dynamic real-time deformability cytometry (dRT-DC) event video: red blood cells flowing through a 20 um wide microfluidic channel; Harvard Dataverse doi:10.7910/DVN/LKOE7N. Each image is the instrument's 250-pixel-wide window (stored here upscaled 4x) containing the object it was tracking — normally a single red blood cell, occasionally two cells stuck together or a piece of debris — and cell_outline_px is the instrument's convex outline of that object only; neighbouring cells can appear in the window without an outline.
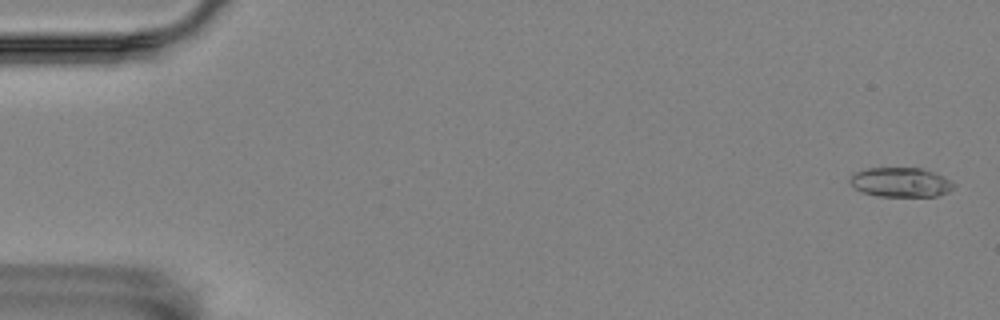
{"species": "Egyptian fruit bat (a non-hibernating species)", "species_latin": "Rousettus aegyptiacus", "temperature_condition": "room temperature", "stored_images_in_passage": 54, "camera_frame_rate_fps": 3000, "um_per_image_px": 0.085, "animal": {"sex": "female"}, "frame": {"image": 1, "passage_image": 2, "time_ms": 0.333, "image_size_px": [1000, 320], "cell_outline_px": [[956, 184], [948, 192], [936, 196], [876, 196], [860, 192], [848, 180], [852, 172], [864, 168], [920, 168], [944, 176]], "centroid_in_image_um": [76.51, 15.49], "position_along_channel_um": 8.5, "area_um2": 17.98}}
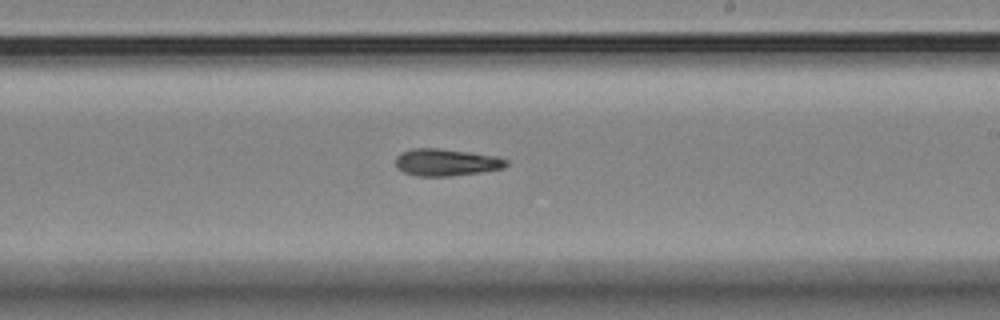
{"frame": {"image": 2, "passage_image": 34, "time_ms": 11.0, "image_size_px": [1000, 320], "cell_outline_px": [[508, 164], [504, 168], [480, 172], [448, 176], [416, 176], [404, 172], [396, 168], [396, 156], [400, 152], [412, 148], [436, 148], [468, 152], [496, 156], [508, 160]], "centroid_in_image_um": [37.9, 13.8], "position_along_channel_um": 251.1, "area_um2": 17.46}}
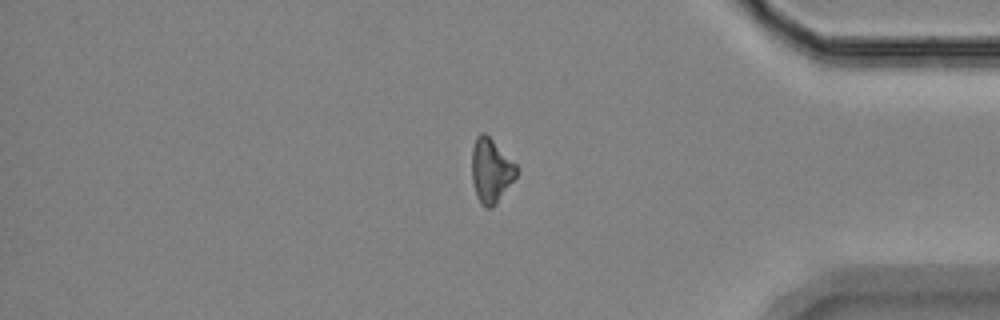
{"frame": {"image": 3, "passage_image": 48, "time_ms": 15.667, "image_size_px": [1000, 320], "cell_outline_px": [[516, 176], [496, 204], [492, 208], [484, 208], [480, 204], [476, 196], [472, 180], [472, 148], [476, 136], [480, 132], [484, 132], [516, 164]], "centroid_in_image_um": [41.7, 14.52], "position_along_channel_um": 393.5, "area_um2": 16.59}, "authors_computed_cell_mechanics": {"area_um2": 17.3111, "velocity_mm_per_s": 3.5388, "shape_relaxation_time_tau1_ms": null, "shape_relaxation_time_tau2_ms": 6.5705, "deformation_change_tau1": null, "deformation_change_tau2": 0.1642}}